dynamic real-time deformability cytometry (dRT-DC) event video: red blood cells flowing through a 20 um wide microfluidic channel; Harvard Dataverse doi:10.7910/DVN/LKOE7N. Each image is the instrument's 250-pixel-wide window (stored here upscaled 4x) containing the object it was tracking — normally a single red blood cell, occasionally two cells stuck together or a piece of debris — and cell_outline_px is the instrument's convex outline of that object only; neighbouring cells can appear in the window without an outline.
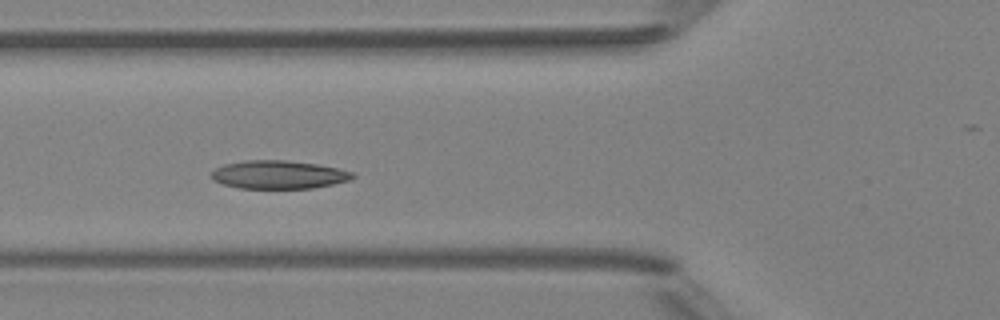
{"species": "Egyptian fruit bat (a non-hibernating species)", "species_latin": "Rousettus aegyptiacus", "temperature_condition": "room temperature", "stored_images_in_passage": 5, "camera_frame_rate_fps": 3000, "um_per_image_px": 0.085, "animal": {"sex": "female"}, "frame": {"image": 1, "passage_image": 4, "time_ms": 4.333, "image_size_px": [1000, 320], "cell_outline_px": [[356, 176], [348, 180], [332, 184], [312, 188], [240, 188], [224, 184], [212, 180], [212, 172], [216, 168], [224, 164], [244, 160], [284, 160], [316, 164], [340, 168], [356, 172]], "centroid_in_image_um": [23.71, 14.84], "position_along_channel_um": 102.1, "area_um2": 23.24}}
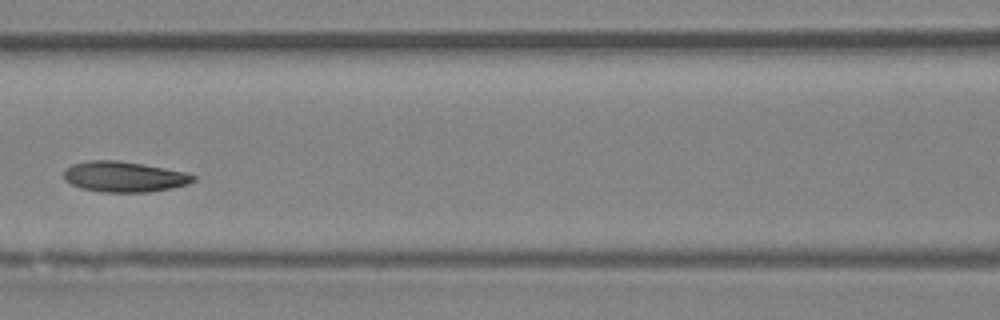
{"frame": {"image": 2, "passage_image": 5, "time_ms": 5.667, "image_size_px": [1000, 320], "cell_outline_px": [[196, 180], [188, 184], [172, 188], [148, 192], [100, 192], [80, 188], [64, 180], [64, 168], [72, 164], [88, 160], [116, 160], [164, 168], [184, 172], [196, 176]], "centroid_in_image_um": [10.52, 15.03], "position_along_channel_um": 156.1, "area_um2": 23.06}}